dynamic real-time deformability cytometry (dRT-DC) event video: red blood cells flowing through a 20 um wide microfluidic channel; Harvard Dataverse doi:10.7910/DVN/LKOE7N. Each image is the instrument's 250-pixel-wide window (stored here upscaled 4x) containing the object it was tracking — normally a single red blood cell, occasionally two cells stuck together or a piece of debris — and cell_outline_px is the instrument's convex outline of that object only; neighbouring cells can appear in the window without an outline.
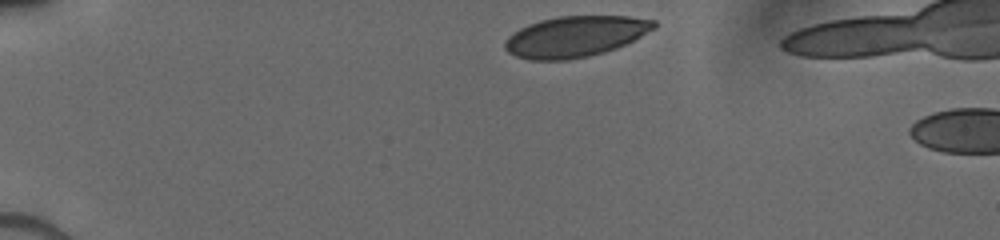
{"species": "human", "species_latin": "Homo sapiens", "temperature_condition": "cold", "stored_images_in_passage": 3, "camera_frame_rate_fps": 3000, "um_per_image_px": 0.085, "donor": {"sex": "male"}, "frame": {"image": 1, "passage_image": 1, "time_ms": 0.0, "image_size_px": [1000, 240], "cell_outline_px": [[656, 28], [616, 48], [604, 52], [588, 56], [568, 60], [528, 60], [516, 56], [508, 52], [504, 48], [504, 44], [508, 36], [520, 28], [528, 24], [540, 20], [556, 16], [628, 16], [656, 20]], "centroid_in_image_um": [48.88, 3.1], "position_along_channel_um": 36.1, "area_um2": 35.49}}